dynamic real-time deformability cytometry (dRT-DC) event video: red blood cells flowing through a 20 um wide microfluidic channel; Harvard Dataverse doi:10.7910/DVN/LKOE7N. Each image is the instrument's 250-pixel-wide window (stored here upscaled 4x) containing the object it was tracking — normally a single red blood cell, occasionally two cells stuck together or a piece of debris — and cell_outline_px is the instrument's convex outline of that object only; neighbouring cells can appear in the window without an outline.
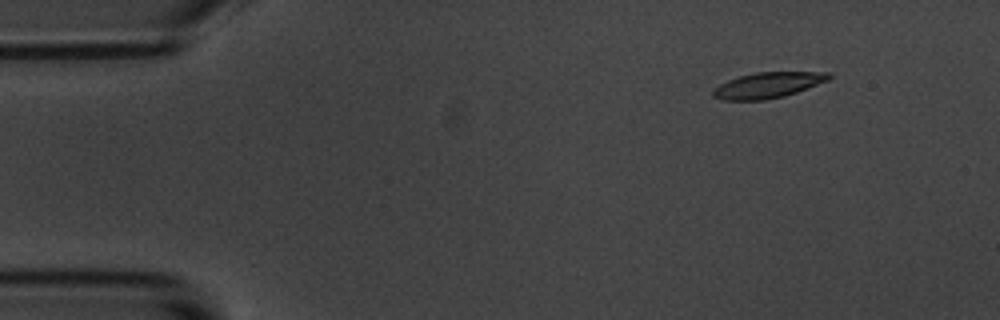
{"species": "common noctule bat (a hibernating species)", "species_latin": "Nyctalus noctula", "temperature_condition": "room temperature", "stored_images_in_passage": 5, "camera_frame_rate_fps": 3000, "um_per_image_px": 0.085, "animal": {"sex": "male", "body_mass_g": 20.1, "forearm_length_mm": 53.5}, "frame": {"image": 1, "passage_image": 2, "time_ms": 1.333, "image_size_px": [1000, 320], "cell_outline_px": [[832, 76], [828, 80], [796, 92], [784, 96], [764, 100], [724, 100], [712, 96], [712, 88], [728, 80], [740, 76], [756, 72], [832, 72]], "centroid_in_image_um": [65.25, 7.23], "position_along_channel_um": 19.8, "area_um2": 17.28}}
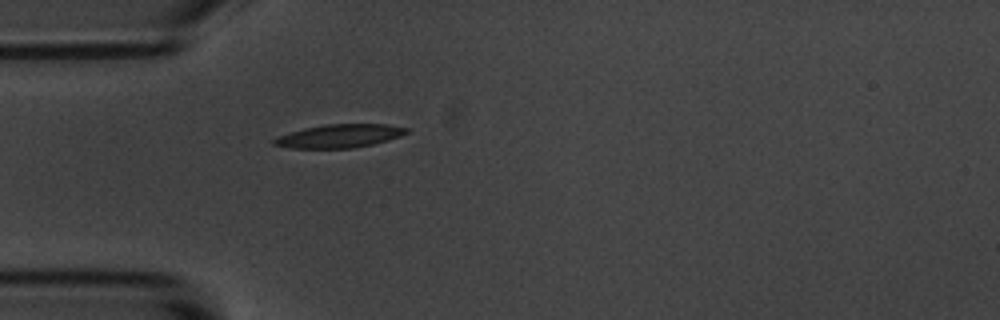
{"frame": {"image": 2, "passage_image": 5, "time_ms": 4.667, "image_size_px": [1000, 320], "cell_outline_px": [[408, 132], [400, 136], [388, 140], [372, 144], [352, 148], [292, 148], [272, 144], [272, 140], [276, 136], [304, 128], [324, 124], [388, 124], [408, 128]], "centroid_in_image_um": [28.83, 11.55], "position_along_channel_um": 56.2, "area_um2": 18.03}}